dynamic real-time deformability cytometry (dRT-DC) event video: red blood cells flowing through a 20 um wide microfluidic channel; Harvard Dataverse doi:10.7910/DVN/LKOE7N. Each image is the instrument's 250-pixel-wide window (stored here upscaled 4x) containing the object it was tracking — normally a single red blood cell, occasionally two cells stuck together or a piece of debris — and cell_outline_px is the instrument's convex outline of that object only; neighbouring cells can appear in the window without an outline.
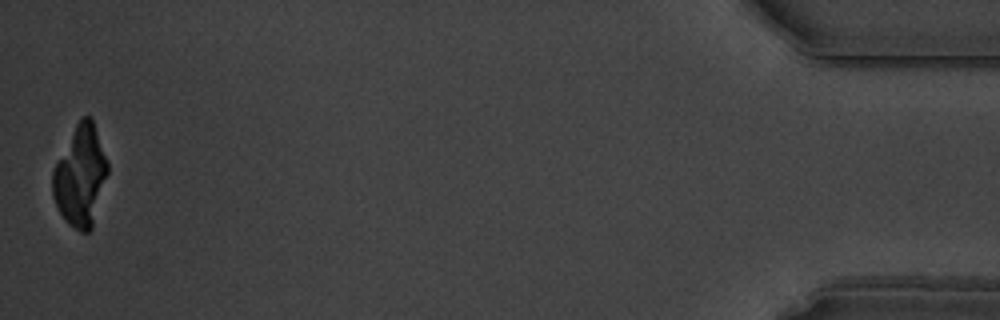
{"species": "common noctule bat (a hibernating species)", "species_latin": "Nyctalus noctula", "temperature_condition": "warm", "stored_images_in_passage": 59, "camera_frame_rate_fps": 3000, "um_per_image_px": 0.085, "animal": {"sex": "male", "body_mass_g": 19.5, "forearm_length_mm": 54.6}, "frame": {"image": 1, "passage_image": 59, "time_ms": 19.333, "image_size_px": [1000, 320], "cell_outline_px": [[108, 172], [92, 228], [88, 232], [80, 232], [68, 224], [64, 220], [52, 196], [52, 172], [80, 116], [92, 116], [108, 164]], "centroid_in_image_um": [6.84, 14.97], "position_along_channel_um": 428.4, "area_um2": 32.02}}